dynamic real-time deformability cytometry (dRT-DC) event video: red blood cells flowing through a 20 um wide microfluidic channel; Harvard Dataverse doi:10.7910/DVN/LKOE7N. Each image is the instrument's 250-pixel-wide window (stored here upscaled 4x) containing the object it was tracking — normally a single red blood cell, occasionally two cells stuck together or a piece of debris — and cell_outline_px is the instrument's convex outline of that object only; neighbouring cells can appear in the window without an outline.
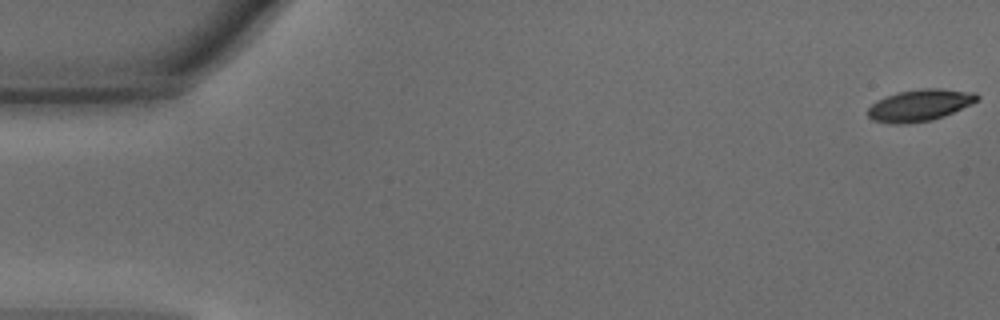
{"species": "common noctule bat (a hibernating species)", "species_latin": "Nyctalus noctula", "temperature_condition": "warm", "stored_images_in_passage": 47, "camera_frame_rate_fps": 3000, "um_per_image_px": 0.085, "animal": {"sex": "male", "body_mass_g": 15.6}, "frame": {"image": 1, "passage_image": 1, "time_ms": 0.0, "image_size_px": [1000, 320], "cell_outline_px": [[980, 100], [972, 104], [944, 116], [932, 120], [908, 124], [892, 124], [872, 120], [868, 116], [868, 108], [876, 100], [896, 92], [920, 88], [940, 88], [976, 92], [980, 96]], "centroid_in_image_um": [78.2, 8.94], "position_along_channel_um": 6.8, "area_um2": 20.58}}
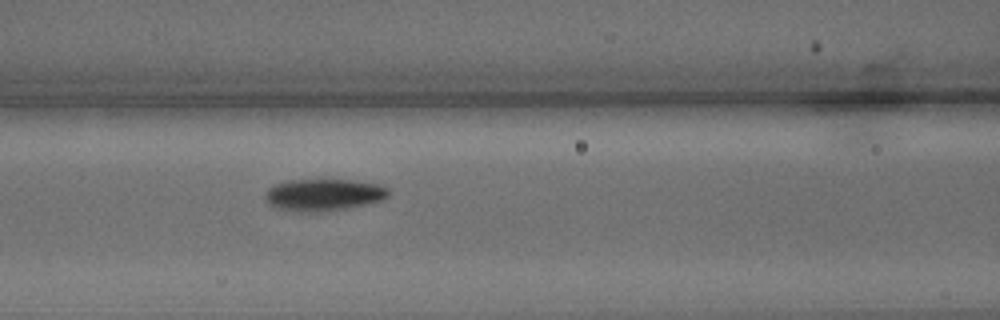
{"frame": {"image": 2, "passage_image": 20, "time_ms": 6.333, "image_size_px": [1000, 320], "cell_outline_px": [[388, 196], [384, 200], [344, 208], [316, 212], [308, 212], [280, 208], [268, 204], [264, 200], [264, 196], [268, 188], [276, 184], [288, 180], [356, 180], [376, 184], [388, 188]], "centroid_in_image_um": [27.49, 16.54], "position_along_channel_um": 139.1, "area_um2": 22.66}}
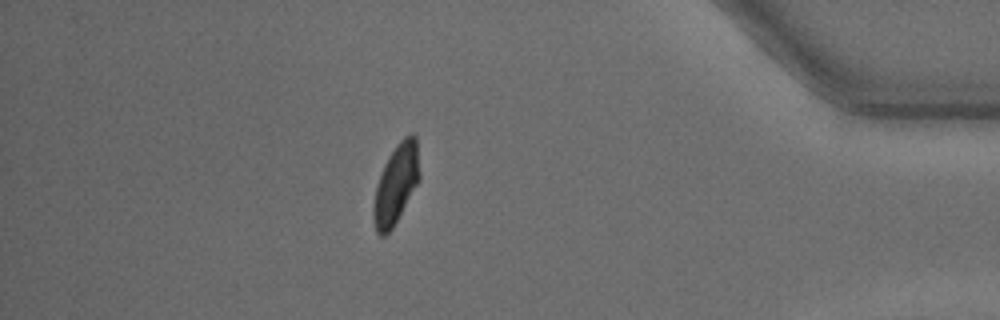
{"frame": {"image": 3, "passage_image": 41, "time_ms": 13.333, "image_size_px": [1000, 320], "cell_outline_px": [[420, 180], [392, 228], [384, 236], [380, 236], [376, 232], [372, 216], [372, 208], [376, 188], [384, 164], [388, 156], [396, 144], [404, 136], [412, 132], [416, 136], [420, 172]], "centroid_in_image_um": [33.67, 15.63], "position_along_channel_um": 401.5, "area_um2": 21.39}, "authors_computed_cell_mechanics": {"area_um2": 21.5594, "velocity_mm_per_s": 4.348, "shape_relaxation_time_tau1_ms": 2.0545, "shape_relaxation_time_tau2_ms": 2.8638, "deformation_change_tau1": 0.1291, "deformation_change_tau2": 0.0791}}